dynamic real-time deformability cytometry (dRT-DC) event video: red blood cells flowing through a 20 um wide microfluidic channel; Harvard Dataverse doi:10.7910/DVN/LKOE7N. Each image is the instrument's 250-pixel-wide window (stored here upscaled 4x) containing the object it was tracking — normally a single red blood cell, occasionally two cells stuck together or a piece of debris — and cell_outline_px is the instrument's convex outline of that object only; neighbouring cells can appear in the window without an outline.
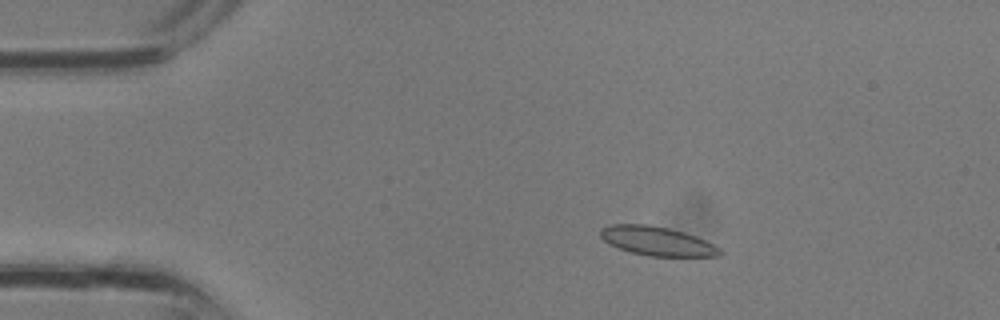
{"species": "common noctule bat (a hibernating species)", "species_latin": "Nyctalus noctula", "temperature_condition": "room temperature", "stored_images_in_passage": 34, "camera_frame_rate_fps": 3000, "um_per_image_px": 0.085, "animal": {"sex": "male", "body_mass_g": 13.3}, "frame": {"image": 1, "passage_image": 6, "time_ms": 1.667, "image_size_px": [1000, 320], "cell_outline_px": [[724, 252], [720, 256], [648, 256], [632, 252], [608, 244], [600, 236], [600, 228], [608, 224], [648, 224], [668, 228], [684, 232], [696, 236], [720, 248]], "centroid_in_image_um": [55.83, 20.48], "position_along_channel_um": 29.2, "area_um2": 20.23}}
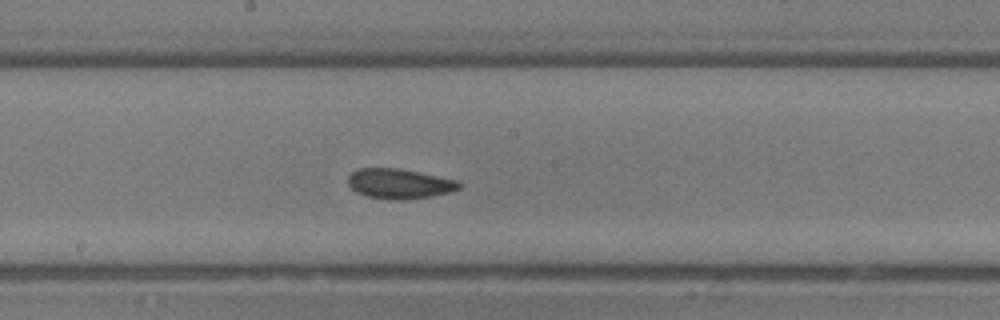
{"frame": {"image": 2, "passage_image": 18, "time_ms": 5.667, "image_size_px": [1000, 320], "cell_outline_px": [[460, 188], [452, 192], [432, 196], [404, 200], [388, 200], [368, 196], [356, 192], [348, 184], [348, 176], [356, 168], [400, 168], [460, 180]], "centroid_in_image_um": [33.97, 15.61], "position_along_channel_um": 214.2, "area_um2": 19.71}}
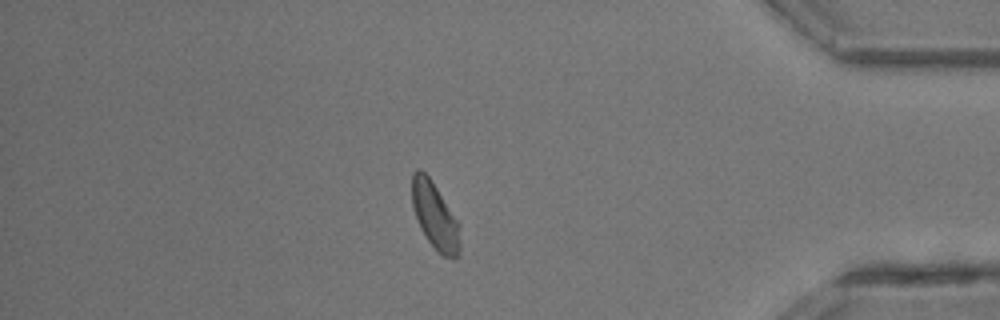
{"frame": {"image": 3, "passage_image": 29, "time_ms": 9.333, "image_size_px": [1000, 320], "cell_outline_px": [[460, 256], [444, 256], [428, 240], [420, 228], [412, 204], [412, 172], [416, 168], [420, 168], [428, 176], [460, 224]], "centroid_in_image_um": [36.97, 18.32], "position_along_channel_um": 398.2, "area_um2": 18.32}}